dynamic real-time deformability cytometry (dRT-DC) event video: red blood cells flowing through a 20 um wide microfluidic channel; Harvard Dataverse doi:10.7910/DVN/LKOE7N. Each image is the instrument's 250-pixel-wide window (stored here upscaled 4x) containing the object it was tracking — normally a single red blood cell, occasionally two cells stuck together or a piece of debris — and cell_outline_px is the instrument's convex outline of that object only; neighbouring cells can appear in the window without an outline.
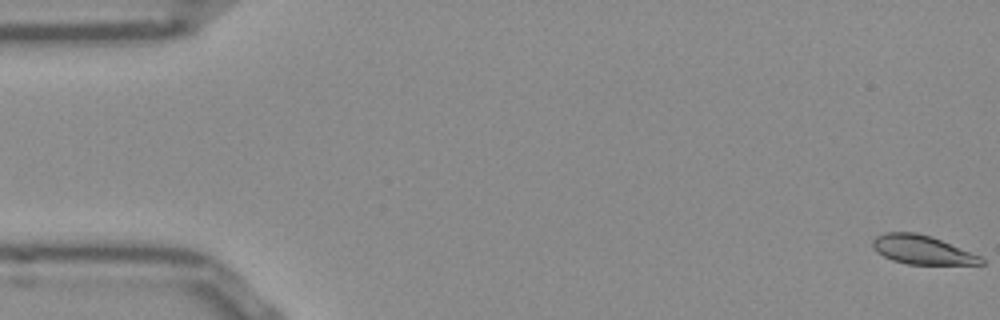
{"species": "Egyptian fruit bat (a non-hibernating species)", "species_latin": "Rousettus aegyptiacus", "temperature_condition": "room temperature", "stored_images_in_passage": 13, "camera_frame_rate_fps": 3000, "um_per_image_px": 0.085, "frame": {"image": 1, "passage_image": 1, "time_ms": 0.0, "image_size_px": [1000, 320], "cell_outline_px": [[984, 264], [908, 264], [892, 260], [876, 252], [872, 244], [872, 240], [876, 236], [884, 232], [916, 232], [932, 236], [980, 256], [984, 260]], "centroid_in_image_um": [78.34, 21.22], "position_along_channel_um": 6.7, "area_um2": 18.15}}
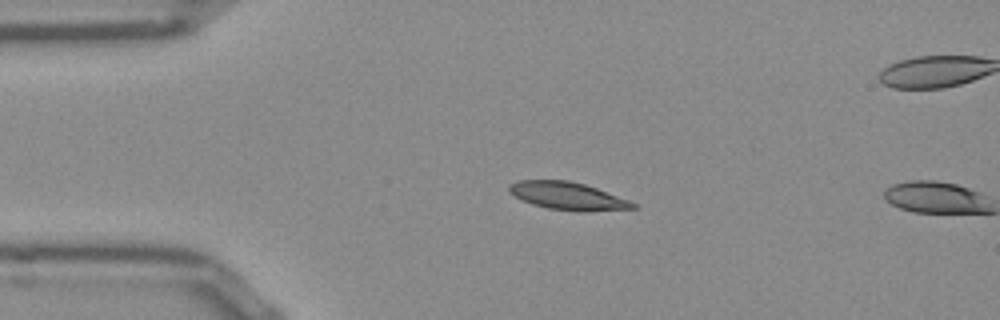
{"frame": {"image": 2, "passage_image": 12, "time_ms": 3.667, "image_size_px": [1000, 320], "cell_outline_px": [[640, 208], [588, 212], [548, 208], [532, 204], [508, 192], [508, 184], [516, 180], [568, 180], [584, 184], [596, 188], [628, 200], [636, 204]], "centroid_in_image_um": [48.26, 16.66], "position_along_channel_um": 36.7, "area_um2": 19.94}}